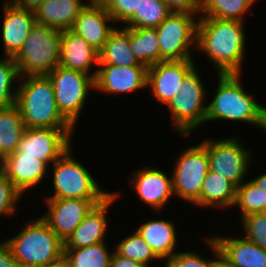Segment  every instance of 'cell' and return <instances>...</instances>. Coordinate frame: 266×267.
Listing matches in <instances>:
<instances>
[{
    "label": "cell",
    "instance_id": "cell-1",
    "mask_svg": "<svg viewBox=\"0 0 266 267\" xmlns=\"http://www.w3.org/2000/svg\"><path fill=\"white\" fill-rule=\"evenodd\" d=\"M245 22L199 17L196 51L204 54L217 74H242L247 35Z\"/></svg>",
    "mask_w": 266,
    "mask_h": 267
},
{
    "label": "cell",
    "instance_id": "cell-2",
    "mask_svg": "<svg viewBox=\"0 0 266 267\" xmlns=\"http://www.w3.org/2000/svg\"><path fill=\"white\" fill-rule=\"evenodd\" d=\"M17 86L15 104L25 128L75 129L58 110L47 75L20 77Z\"/></svg>",
    "mask_w": 266,
    "mask_h": 267
},
{
    "label": "cell",
    "instance_id": "cell-3",
    "mask_svg": "<svg viewBox=\"0 0 266 267\" xmlns=\"http://www.w3.org/2000/svg\"><path fill=\"white\" fill-rule=\"evenodd\" d=\"M241 75L217 74V88L213 99L207 102L205 123L225 120L260 128L263 105L245 91Z\"/></svg>",
    "mask_w": 266,
    "mask_h": 267
},
{
    "label": "cell",
    "instance_id": "cell-4",
    "mask_svg": "<svg viewBox=\"0 0 266 267\" xmlns=\"http://www.w3.org/2000/svg\"><path fill=\"white\" fill-rule=\"evenodd\" d=\"M25 222L16 236L5 238L20 267H45L64 253V242L40 216Z\"/></svg>",
    "mask_w": 266,
    "mask_h": 267
},
{
    "label": "cell",
    "instance_id": "cell-5",
    "mask_svg": "<svg viewBox=\"0 0 266 267\" xmlns=\"http://www.w3.org/2000/svg\"><path fill=\"white\" fill-rule=\"evenodd\" d=\"M70 146L51 166L53 194L46 199H106L112 192L104 190L89 169L72 154Z\"/></svg>",
    "mask_w": 266,
    "mask_h": 267
},
{
    "label": "cell",
    "instance_id": "cell-6",
    "mask_svg": "<svg viewBox=\"0 0 266 267\" xmlns=\"http://www.w3.org/2000/svg\"><path fill=\"white\" fill-rule=\"evenodd\" d=\"M197 70L195 66L186 75L181 84L180 94L166 104L171 114L172 129L183 139L205 125L206 103L210 95H207L206 85Z\"/></svg>",
    "mask_w": 266,
    "mask_h": 267
},
{
    "label": "cell",
    "instance_id": "cell-7",
    "mask_svg": "<svg viewBox=\"0 0 266 267\" xmlns=\"http://www.w3.org/2000/svg\"><path fill=\"white\" fill-rule=\"evenodd\" d=\"M60 51L61 31L36 23L13 57L19 76L48 75L59 65Z\"/></svg>",
    "mask_w": 266,
    "mask_h": 267
},
{
    "label": "cell",
    "instance_id": "cell-8",
    "mask_svg": "<svg viewBox=\"0 0 266 267\" xmlns=\"http://www.w3.org/2000/svg\"><path fill=\"white\" fill-rule=\"evenodd\" d=\"M199 15L172 12L156 28L160 62L195 60L192 53L196 49Z\"/></svg>",
    "mask_w": 266,
    "mask_h": 267
},
{
    "label": "cell",
    "instance_id": "cell-9",
    "mask_svg": "<svg viewBox=\"0 0 266 267\" xmlns=\"http://www.w3.org/2000/svg\"><path fill=\"white\" fill-rule=\"evenodd\" d=\"M173 163L171 175L174 196L191 205L195 204L200 199L202 183L209 171L207 138L181 150Z\"/></svg>",
    "mask_w": 266,
    "mask_h": 267
},
{
    "label": "cell",
    "instance_id": "cell-10",
    "mask_svg": "<svg viewBox=\"0 0 266 267\" xmlns=\"http://www.w3.org/2000/svg\"><path fill=\"white\" fill-rule=\"evenodd\" d=\"M47 76L53 84L58 110L74 128L77 127L89 90L95 89L94 78L59 65Z\"/></svg>",
    "mask_w": 266,
    "mask_h": 267
},
{
    "label": "cell",
    "instance_id": "cell-11",
    "mask_svg": "<svg viewBox=\"0 0 266 267\" xmlns=\"http://www.w3.org/2000/svg\"><path fill=\"white\" fill-rule=\"evenodd\" d=\"M218 138H207L209 170L223 175L238 187L248 177L247 172L252 170V151L246 149L237 136Z\"/></svg>",
    "mask_w": 266,
    "mask_h": 267
},
{
    "label": "cell",
    "instance_id": "cell-12",
    "mask_svg": "<svg viewBox=\"0 0 266 267\" xmlns=\"http://www.w3.org/2000/svg\"><path fill=\"white\" fill-rule=\"evenodd\" d=\"M74 132L75 129L25 128L16 151L36 157L50 168L72 146Z\"/></svg>",
    "mask_w": 266,
    "mask_h": 267
},
{
    "label": "cell",
    "instance_id": "cell-13",
    "mask_svg": "<svg viewBox=\"0 0 266 267\" xmlns=\"http://www.w3.org/2000/svg\"><path fill=\"white\" fill-rule=\"evenodd\" d=\"M46 213L41 218L63 241L73 233L87 214L105 199H45Z\"/></svg>",
    "mask_w": 266,
    "mask_h": 267
},
{
    "label": "cell",
    "instance_id": "cell-14",
    "mask_svg": "<svg viewBox=\"0 0 266 267\" xmlns=\"http://www.w3.org/2000/svg\"><path fill=\"white\" fill-rule=\"evenodd\" d=\"M129 177L138 198L155 212L162 211L174 196L172 175L168 176L158 167L145 166L134 170Z\"/></svg>",
    "mask_w": 266,
    "mask_h": 267
},
{
    "label": "cell",
    "instance_id": "cell-15",
    "mask_svg": "<svg viewBox=\"0 0 266 267\" xmlns=\"http://www.w3.org/2000/svg\"><path fill=\"white\" fill-rule=\"evenodd\" d=\"M147 66L98 64L94 79L95 91L111 95L128 94L147 88Z\"/></svg>",
    "mask_w": 266,
    "mask_h": 267
},
{
    "label": "cell",
    "instance_id": "cell-16",
    "mask_svg": "<svg viewBox=\"0 0 266 267\" xmlns=\"http://www.w3.org/2000/svg\"><path fill=\"white\" fill-rule=\"evenodd\" d=\"M195 67L194 60L159 62L148 67L147 88L158 103L167 104L180 94L186 75Z\"/></svg>",
    "mask_w": 266,
    "mask_h": 267
},
{
    "label": "cell",
    "instance_id": "cell-17",
    "mask_svg": "<svg viewBox=\"0 0 266 267\" xmlns=\"http://www.w3.org/2000/svg\"><path fill=\"white\" fill-rule=\"evenodd\" d=\"M119 192H112L102 203L96 205L65 240L64 249H78L97 243L108 242V211L117 202ZM112 205V206H111Z\"/></svg>",
    "mask_w": 266,
    "mask_h": 267
},
{
    "label": "cell",
    "instance_id": "cell-18",
    "mask_svg": "<svg viewBox=\"0 0 266 267\" xmlns=\"http://www.w3.org/2000/svg\"><path fill=\"white\" fill-rule=\"evenodd\" d=\"M113 24L116 23L105 6L99 0H91L75 19L71 30L99 53L117 26Z\"/></svg>",
    "mask_w": 266,
    "mask_h": 267
},
{
    "label": "cell",
    "instance_id": "cell-19",
    "mask_svg": "<svg viewBox=\"0 0 266 267\" xmlns=\"http://www.w3.org/2000/svg\"><path fill=\"white\" fill-rule=\"evenodd\" d=\"M3 18L0 28V44H3V55L14 57L22 48L24 41L36 24L34 12L17 8L11 1L4 0Z\"/></svg>",
    "mask_w": 266,
    "mask_h": 267
},
{
    "label": "cell",
    "instance_id": "cell-20",
    "mask_svg": "<svg viewBox=\"0 0 266 267\" xmlns=\"http://www.w3.org/2000/svg\"><path fill=\"white\" fill-rule=\"evenodd\" d=\"M98 63L99 53L83 37L71 29L61 31L59 66L88 74L95 79Z\"/></svg>",
    "mask_w": 266,
    "mask_h": 267
},
{
    "label": "cell",
    "instance_id": "cell-21",
    "mask_svg": "<svg viewBox=\"0 0 266 267\" xmlns=\"http://www.w3.org/2000/svg\"><path fill=\"white\" fill-rule=\"evenodd\" d=\"M50 169L43 161L36 157L24 156L17 151L8 155L1 171L24 195L28 190L38 187ZM37 186V187H36Z\"/></svg>",
    "mask_w": 266,
    "mask_h": 267
},
{
    "label": "cell",
    "instance_id": "cell-22",
    "mask_svg": "<svg viewBox=\"0 0 266 267\" xmlns=\"http://www.w3.org/2000/svg\"><path fill=\"white\" fill-rule=\"evenodd\" d=\"M239 237L234 234L212 236L221 257L232 267H266V250L241 235Z\"/></svg>",
    "mask_w": 266,
    "mask_h": 267
},
{
    "label": "cell",
    "instance_id": "cell-23",
    "mask_svg": "<svg viewBox=\"0 0 266 267\" xmlns=\"http://www.w3.org/2000/svg\"><path fill=\"white\" fill-rule=\"evenodd\" d=\"M90 1L43 0L40 6L34 11L36 23L59 31L71 29L79 13Z\"/></svg>",
    "mask_w": 266,
    "mask_h": 267
},
{
    "label": "cell",
    "instance_id": "cell-24",
    "mask_svg": "<svg viewBox=\"0 0 266 267\" xmlns=\"http://www.w3.org/2000/svg\"><path fill=\"white\" fill-rule=\"evenodd\" d=\"M164 218L145 221L136 231L150 245L155 254L166 263L178 249L177 224ZM177 247V248H176Z\"/></svg>",
    "mask_w": 266,
    "mask_h": 267
},
{
    "label": "cell",
    "instance_id": "cell-25",
    "mask_svg": "<svg viewBox=\"0 0 266 267\" xmlns=\"http://www.w3.org/2000/svg\"><path fill=\"white\" fill-rule=\"evenodd\" d=\"M235 200L236 186L223 175L209 170L202 183L200 199L194 205L200 209L230 210Z\"/></svg>",
    "mask_w": 266,
    "mask_h": 267
},
{
    "label": "cell",
    "instance_id": "cell-26",
    "mask_svg": "<svg viewBox=\"0 0 266 267\" xmlns=\"http://www.w3.org/2000/svg\"><path fill=\"white\" fill-rule=\"evenodd\" d=\"M116 66H145L132 53L129 44V27H119L110 33L107 42L99 52V63Z\"/></svg>",
    "mask_w": 266,
    "mask_h": 267
},
{
    "label": "cell",
    "instance_id": "cell-27",
    "mask_svg": "<svg viewBox=\"0 0 266 267\" xmlns=\"http://www.w3.org/2000/svg\"><path fill=\"white\" fill-rule=\"evenodd\" d=\"M129 44L136 59L150 67L160 62V47L156 28H130Z\"/></svg>",
    "mask_w": 266,
    "mask_h": 267
},
{
    "label": "cell",
    "instance_id": "cell-28",
    "mask_svg": "<svg viewBox=\"0 0 266 267\" xmlns=\"http://www.w3.org/2000/svg\"><path fill=\"white\" fill-rule=\"evenodd\" d=\"M24 131L25 125L16 104L0 108V145L7 156L16 152Z\"/></svg>",
    "mask_w": 266,
    "mask_h": 267
},
{
    "label": "cell",
    "instance_id": "cell-29",
    "mask_svg": "<svg viewBox=\"0 0 266 267\" xmlns=\"http://www.w3.org/2000/svg\"><path fill=\"white\" fill-rule=\"evenodd\" d=\"M256 2L257 0H204L199 17L246 22L244 16Z\"/></svg>",
    "mask_w": 266,
    "mask_h": 267
},
{
    "label": "cell",
    "instance_id": "cell-30",
    "mask_svg": "<svg viewBox=\"0 0 266 267\" xmlns=\"http://www.w3.org/2000/svg\"><path fill=\"white\" fill-rule=\"evenodd\" d=\"M107 243H97L78 249H64V254L69 259L71 267H110L114 248L109 250Z\"/></svg>",
    "mask_w": 266,
    "mask_h": 267
},
{
    "label": "cell",
    "instance_id": "cell-31",
    "mask_svg": "<svg viewBox=\"0 0 266 267\" xmlns=\"http://www.w3.org/2000/svg\"><path fill=\"white\" fill-rule=\"evenodd\" d=\"M171 13L164 0H141L138 9L124 27L157 28Z\"/></svg>",
    "mask_w": 266,
    "mask_h": 267
},
{
    "label": "cell",
    "instance_id": "cell-32",
    "mask_svg": "<svg viewBox=\"0 0 266 267\" xmlns=\"http://www.w3.org/2000/svg\"><path fill=\"white\" fill-rule=\"evenodd\" d=\"M114 250L123 257L142 263L146 267L153 266V262L161 259L155 254L150 245L135 230L129 236L117 242Z\"/></svg>",
    "mask_w": 266,
    "mask_h": 267
},
{
    "label": "cell",
    "instance_id": "cell-33",
    "mask_svg": "<svg viewBox=\"0 0 266 267\" xmlns=\"http://www.w3.org/2000/svg\"><path fill=\"white\" fill-rule=\"evenodd\" d=\"M234 207L239 209L240 219L250 214L262 213L266 209V191L251 180L244 181L236 187Z\"/></svg>",
    "mask_w": 266,
    "mask_h": 267
},
{
    "label": "cell",
    "instance_id": "cell-34",
    "mask_svg": "<svg viewBox=\"0 0 266 267\" xmlns=\"http://www.w3.org/2000/svg\"><path fill=\"white\" fill-rule=\"evenodd\" d=\"M206 239V240H205ZM207 247L211 253H213L211 258H204V255H201L199 252L193 250L188 251H177L166 263L164 267H212L220 258L221 254L219 248L212 238H204Z\"/></svg>",
    "mask_w": 266,
    "mask_h": 267
},
{
    "label": "cell",
    "instance_id": "cell-35",
    "mask_svg": "<svg viewBox=\"0 0 266 267\" xmlns=\"http://www.w3.org/2000/svg\"><path fill=\"white\" fill-rule=\"evenodd\" d=\"M19 78L13 57L3 56L2 59L0 58V108H6L16 103Z\"/></svg>",
    "mask_w": 266,
    "mask_h": 267
},
{
    "label": "cell",
    "instance_id": "cell-36",
    "mask_svg": "<svg viewBox=\"0 0 266 267\" xmlns=\"http://www.w3.org/2000/svg\"><path fill=\"white\" fill-rule=\"evenodd\" d=\"M239 225L243 229L245 239L266 250V217L263 213H254L242 217Z\"/></svg>",
    "mask_w": 266,
    "mask_h": 267
},
{
    "label": "cell",
    "instance_id": "cell-37",
    "mask_svg": "<svg viewBox=\"0 0 266 267\" xmlns=\"http://www.w3.org/2000/svg\"><path fill=\"white\" fill-rule=\"evenodd\" d=\"M23 195L8 177L0 172V216H11L16 214L18 203Z\"/></svg>",
    "mask_w": 266,
    "mask_h": 267
},
{
    "label": "cell",
    "instance_id": "cell-38",
    "mask_svg": "<svg viewBox=\"0 0 266 267\" xmlns=\"http://www.w3.org/2000/svg\"><path fill=\"white\" fill-rule=\"evenodd\" d=\"M114 22L124 25L138 9L141 0H99ZM124 23V24H122Z\"/></svg>",
    "mask_w": 266,
    "mask_h": 267
},
{
    "label": "cell",
    "instance_id": "cell-39",
    "mask_svg": "<svg viewBox=\"0 0 266 267\" xmlns=\"http://www.w3.org/2000/svg\"><path fill=\"white\" fill-rule=\"evenodd\" d=\"M172 12L200 14V0H164Z\"/></svg>",
    "mask_w": 266,
    "mask_h": 267
},
{
    "label": "cell",
    "instance_id": "cell-40",
    "mask_svg": "<svg viewBox=\"0 0 266 267\" xmlns=\"http://www.w3.org/2000/svg\"><path fill=\"white\" fill-rule=\"evenodd\" d=\"M0 267H20L5 240L0 242Z\"/></svg>",
    "mask_w": 266,
    "mask_h": 267
},
{
    "label": "cell",
    "instance_id": "cell-41",
    "mask_svg": "<svg viewBox=\"0 0 266 267\" xmlns=\"http://www.w3.org/2000/svg\"><path fill=\"white\" fill-rule=\"evenodd\" d=\"M110 267H146L138 261H134L130 258L120 256L115 250H113L111 256Z\"/></svg>",
    "mask_w": 266,
    "mask_h": 267
},
{
    "label": "cell",
    "instance_id": "cell-42",
    "mask_svg": "<svg viewBox=\"0 0 266 267\" xmlns=\"http://www.w3.org/2000/svg\"><path fill=\"white\" fill-rule=\"evenodd\" d=\"M17 8L22 10L34 12L42 3L43 0H9Z\"/></svg>",
    "mask_w": 266,
    "mask_h": 267
},
{
    "label": "cell",
    "instance_id": "cell-43",
    "mask_svg": "<svg viewBox=\"0 0 266 267\" xmlns=\"http://www.w3.org/2000/svg\"><path fill=\"white\" fill-rule=\"evenodd\" d=\"M45 267H71V264L69 259L63 253L60 257H58L56 260L52 261Z\"/></svg>",
    "mask_w": 266,
    "mask_h": 267
},
{
    "label": "cell",
    "instance_id": "cell-44",
    "mask_svg": "<svg viewBox=\"0 0 266 267\" xmlns=\"http://www.w3.org/2000/svg\"><path fill=\"white\" fill-rule=\"evenodd\" d=\"M251 181L259 188L264 189L266 191V172L263 174L258 175L257 177L255 176L252 177Z\"/></svg>",
    "mask_w": 266,
    "mask_h": 267
},
{
    "label": "cell",
    "instance_id": "cell-45",
    "mask_svg": "<svg viewBox=\"0 0 266 267\" xmlns=\"http://www.w3.org/2000/svg\"><path fill=\"white\" fill-rule=\"evenodd\" d=\"M261 131L266 134V106L262 108V117H261V125H260Z\"/></svg>",
    "mask_w": 266,
    "mask_h": 267
},
{
    "label": "cell",
    "instance_id": "cell-46",
    "mask_svg": "<svg viewBox=\"0 0 266 267\" xmlns=\"http://www.w3.org/2000/svg\"><path fill=\"white\" fill-rule=\"evenodd\" d=\"M212 267H232L222 257Z\"/></svg>",
    "mask_w": 266,
    "mask_h": 267
},
{
    "label": "cell",
    "instance_id": "cell-47",
    "mask_svg": "<svg viewBox=\"0 0 266 267\" xmlns=\"http://www.w3.org/2000/svg\"><path fill=\"white\" fill-rule=\"evenodd\" d=\"M7 159V155L3 152L1 145H0V168L2 169L5 165Z\"/></svg>",
    "mask_w": 266,
    "mask_h": 267
},
{
    "label": "cell",
    "instance_id": "cell-48",
    "mask_svg": "<svg viewBox=\"0 0 266 267\" xmlns=\"http://www.w3.org/2000/svg\"><path fill=\"white\" fill-rule=\"evenodd\" d=\"M264 214V216L266 217V209L262 212Z\"/></svg>",
    "mask_w": 266,
    "mask_h": 267
}]
</instances>
